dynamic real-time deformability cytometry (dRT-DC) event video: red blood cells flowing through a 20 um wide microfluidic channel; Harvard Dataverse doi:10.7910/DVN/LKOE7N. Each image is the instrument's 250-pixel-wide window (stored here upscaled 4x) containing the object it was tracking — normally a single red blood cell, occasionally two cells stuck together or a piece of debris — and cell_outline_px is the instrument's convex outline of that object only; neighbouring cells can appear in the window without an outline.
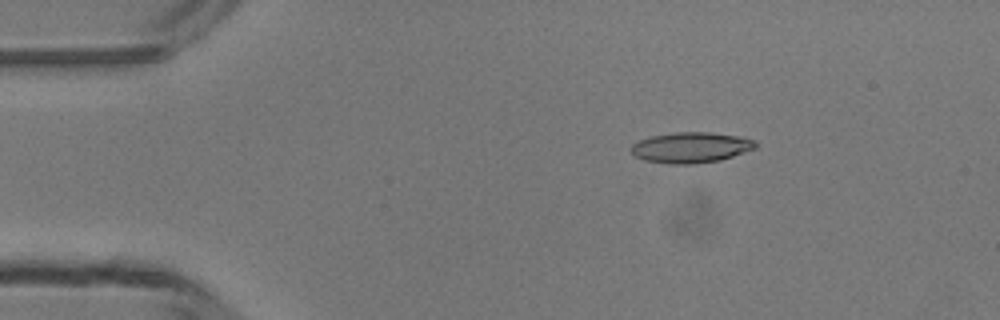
{"species": "common noctule bat (a hibernating species)", "species_latin": "Nyctalus noctula", "temperature_condition": "room temperature", "stored_images_in_passage": 4, "camera_frame_rate_fps": 3000, "um_per_image_px": 0.085, "animal": {"sex": "male", "body_mass_g": 13.3}, "frame": {"image": 1, "passage_image": 2, "time_ms": 1.0, "image_size_px": [1000, 320], "cell_outline_px": [[756, 148], [720, 160], [696, 164], [672, 164], [644, 160], [636, 156], [632, 152], [632, 144], [640, 140], [652, 136], [676, 132], [712, 132], [736, 136], [756, 140]], "centroid_in_image_um": [58.74, 12.54], "position_along_channel_um": 26.3, "area_um2": 22.02}}
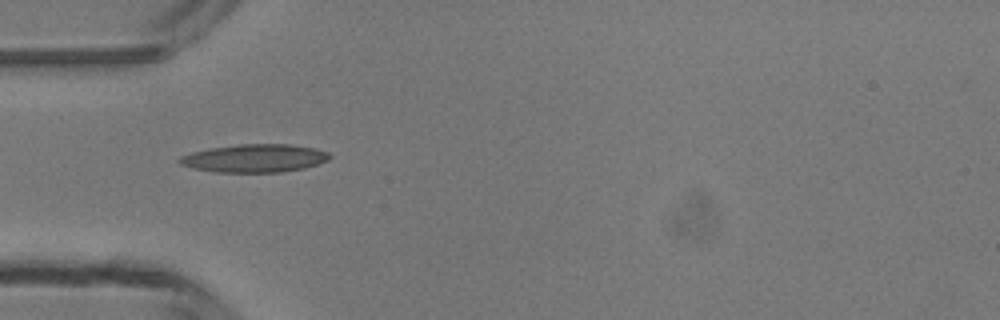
{"frame": {"image": 2, "passage_image": 4, "time_ms": 3.333, "image_size_px": [1000, 320], "cell_outline_px": [[332, 156], [328, 160], [304, 168], [280, 172], [212, 172], [192, 168], [180, 164], [176, 160], [180, 156], [192, 152], [208, 148], [240, 144], [292, 144], [316, 148], [328, 152]], "centroid_in_image_um": [21.62, 13.44], "position_along_channel_um": 63.4, "area_um2": 24.74}}